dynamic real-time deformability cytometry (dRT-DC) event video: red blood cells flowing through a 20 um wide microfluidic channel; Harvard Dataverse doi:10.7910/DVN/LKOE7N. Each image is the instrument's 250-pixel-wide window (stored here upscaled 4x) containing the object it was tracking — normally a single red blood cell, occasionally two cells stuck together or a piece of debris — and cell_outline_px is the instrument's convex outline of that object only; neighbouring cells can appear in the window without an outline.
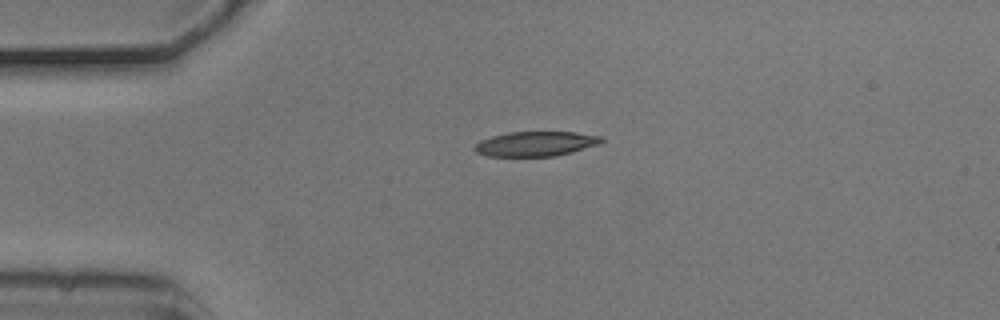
{"species": "common noctule bat (a hibernating species)", "species_latin": "Nyctalus noctula", "temperature_condition": "cold", "stored_images_in_passage": 3, "camera_frame_rate_fps": 3000, "um_per_image_px": 0.085, "animal": {"sex": "male", "body_mass_g": 20.5, "forearm_length_mm": 52.5}, "frame": {"image": 1, "passage_image": 1, "time_ms": 0.0, "image_size_px": [1000, 320], "cell_outline_px": [[604, 140], [600, 144], [572, 152], [556, 156], [488, 156], [476, 152], [472, 148], [480, 140], [492, 136], [508, 132], [576, 132], [604, 136]], "centroid_in_image_um": [45.57, 12.22], "position_along_channel_um": 39.4, "area_um2": 18.44}}
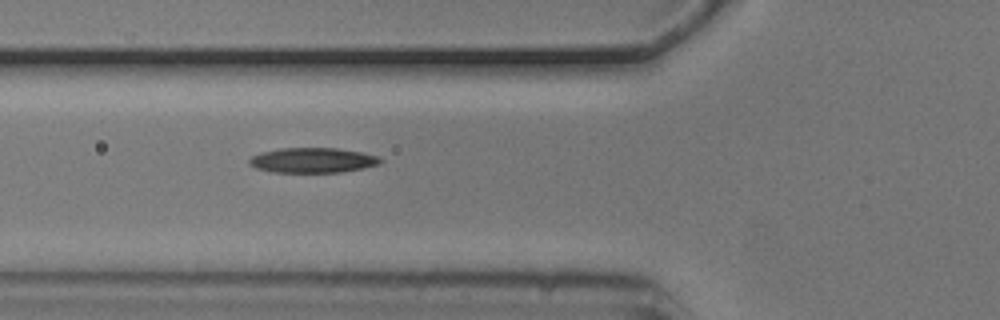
{"frame": {"image": 2, "passage_image": 3, "time_ms": 0.667, "image_size_px": [1000, 320], "cell_outline_px": [[384, 160], [380, 164], [364, 168], [340, 172], [272, 172], [256, 168], [248, 164], [248, 160], [252, 156], [260, 152], [280, 148], [336, 148], [364, 152], [380, 156]], "centroid_in_image_um": [26.61, 13.61], "position_along_channel_um": 99.2, "area_um2": 19.36}}